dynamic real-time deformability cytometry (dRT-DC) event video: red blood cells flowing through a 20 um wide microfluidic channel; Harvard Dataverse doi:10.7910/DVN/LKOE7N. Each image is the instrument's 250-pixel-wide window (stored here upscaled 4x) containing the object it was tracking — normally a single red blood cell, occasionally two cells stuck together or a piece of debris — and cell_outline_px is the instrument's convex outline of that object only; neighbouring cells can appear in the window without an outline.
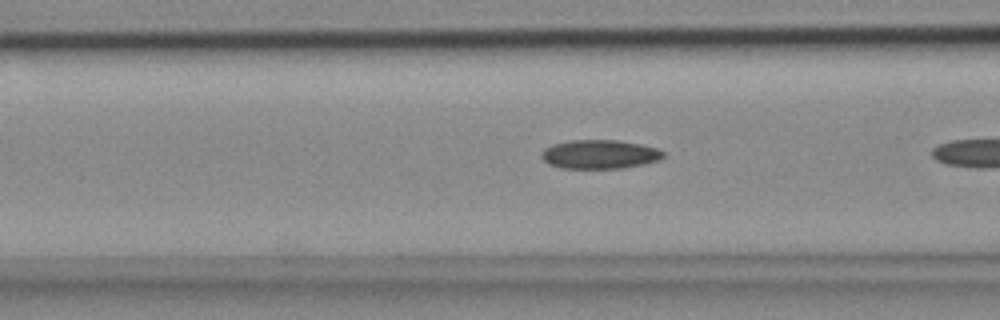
{"species": "common noctule bat (a hibernating species)", "species_latin": "Nyctalus noctula", "temperature_condition": "cold", "stored_images_in_passage": 7, "camera_frame_rate_fps": 3000, "um_per_image_px": 0.085, "animal": {"sex": "female", "body_mass_g": 18.4}, "frame": {"image": 1, "passage_image": 6, "time_ms": 1.667, "image_size_px": [1000, 320], "cell_outline_px": [[664, 156], [660, 160], [644, 164], [624, 168], [560, 168], [548, 164], [540, 156], [540, 152], [544, 148], [552, 144], [568, 140], [616, 140], [640, 144], [656, 148], [664, 152]], "centroid_in_image_um": [50.94, 13.11], "position_along_channel_um": 115.7, "area_um2": 20.69}}